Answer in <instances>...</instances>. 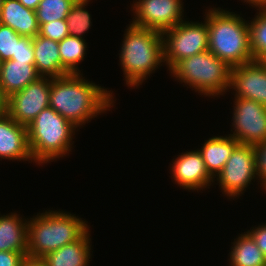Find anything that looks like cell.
<instances>
[{"mask_svg":"<svg viewBox=\"0 0 266 266\" xmlns=\"http://www.w3.org/2000/svg\"><path fill=\"white\" fill-rule=\"evenodd\" d=\"M82 73L50 78L49 107L81 128L91 119L110 111L114 105L112 90L84 79Z\"/></svg>","mask_w":266,"mask_h":266,"instance_id":"6da1fadb","label":"cell"},{"mask_svg":"<svg viewBox=\"0 0 266 266\" xmlns=\"http://www.w3.org/2000/svg\"><path fill=\"white\" fill-rule=\"evenodd\" d=\"M208 24V50L229 67L254 60L250 47L248 20L240 14L221 8H209L204 13Z\"/></svg>","mask_w":266,"mask_h":266,"instance_id":"7a4b0ae2","label":"cell"},{"mask_svg":"<svg viewBox=\"0 0 266 266\" xmlns=\"http://www.w3.org/2000/svg\"><path fill=\"white\" fill-rule=\"evenodd\" d=\"M119 60L126 85L134 89L142 85L164 63L162 34L128 24Z\"/></svg>","mask_w":266,"mask_h":266,"instance_id":"3957f363","label":"cell"},{"mask_svg":"<svg viewBox=\"0 0 266 266\" xmlns=\"http://www.w3.org/2000/svg\"><path fill=\"white\" fill-rule=\"evenodd\" d=\"M29 219L27 256L33 258H43L90 230L86 220L62 210H46Z\"/></svg>","mask_w":266,"mask_h":266,"instance_id":"277c9868","label":"cell"},{"mask_svg":"<svg viewBox=\"0 0 266 266\" xmlns=\"http://www.w3.org/2000/svg\"><path fill=\"white\" fill-rule=\"evenodd\" d=\"M76 128L53 108L43 109L27 126L28 146L35 164L43 165L68 155Z\"/></svg>","mask_w":266,"mask_h":266,"instance_id":"5b68a950","label":"cell"},{"mask_svg":"<svg viewBox=\"0 0 266 266\" xmlns=\"http://www.w3.org/2000/svg\"><path fill=\"white\" fill-rule=\"evenodd\" d=\"M230 70L231 67L207 50L179 61L170 73L175 81L212 98L229 92Z\"/></svg>","mask_w":266,"mask_h":266,"instance_id":"8992f818","label":"cell"},{"mask_svg":"<svg viewBox=\"0 0 266 266\" xmlns=\"http://www.w3.org/2000/svg\"><path fill=\"white\" fill-rule=\"evenodd\" d=\"M164 65L170 71L179 61L208 50V24L183 20L163 31Z\"/></svg>","mask_w":266,"mask_h":266,"instance_id":"52a82bcc","label":"cell"},{"mask_svg":"<svg viewBox=\"0 0 266 266\" xmlns=\"http://www.w3.org/2000/svg\"><path fill=\"white\" fill-rule=\"evenodd\" d=\"M255 179L260 182L256 172L255 148L251 145L239 144L216 176L222 194L234 200L242 196L246 188Z\"/></svg>","mask_w":266,"mask_h":266,"instance_id":"ba28073f","label":"cell"},{"mask_svg":"<svg viewBox=\"0 0 266 266\" xmlns=\"http://www.w3.org/2000/svg\"><path fill=\"white\" fill-rule=\"evenodd\" d=\"M232 133L240 144L257 146L266 141V106L254 100L234 97Z\"/></svg>","mask_w":266,"mask_h":266,"instance_id":"9c48e42d","label":"cell"},{"mask_svg":"<svg viewBox=\"0 0 266 266\" xmlns=\"http://www.w3.org/2000/svg\"><path fill=\"white\" fill-rule=\"evenodd\" d=\"M135 1V2H134ZM131 6L135 26L162 33L184 19L183 0H134Z\"/></svg>","mask_w":266,"mask_h":266,"instance_id":"30bf717a","label":"cell"},{"mask_svg":"<svg viewBox=\"0 0 266 266\" xmlns=\"http://www.w3.org/2000/svg\"><path fill=\"white\" fill-rule=\"evenodd\" d=\"M50 77H39L8 97L7 114L18 124L28 126L49 107Z\"/></svg>","mask_w":266,"mask_h":266,"instance_id":"8fae6325","label":"cell"},{"mask_svg":"<svg viewBox=\"0 0 266 266\" xmlns=\"http://www.w3.org/2000/svg\"><path fill=\"white\" fill-rule=\"evenodd\" d=\"M230 89L235 97L254 100L266 106V66L262 61L253 60L231 67Z\"/></svg>","mask_w":266,"mask_h":266,"instance_id":"7c38bea8","label":"cell"},{"mask_svg":"<svg viewBox=\"0 0 266 266\" xmlns=\"http://www.w3.org/2000/svg\"><path fill=\"white\" fill-rule=\"evenodd\" d=\"M172 165V167H171ZM170 174L175 184L187 190H203L210 188L214 179L206 170L201 153L196 150L182 152L173 159Z\"/></svg>","mask_w":266,"mask_h":266,"instance_id":"4fadbf2b","label":"cell"},{"mask_svg":"<svg viewBox=\"0 0 266 266\" xmlns=\"http://www.w3.org/2000/svg\"><path fill=\"white\" fill-rule=\"evenodd\" d=\"M0 158L34 162L28 146L27 127L7 113L0 115Z\"/></svg>","mask_w":266,"mask_h":266,"instance_id":"5bb4252c","label":"cell"},{"mask_svg":"<svg viewBox=\"0 0 266 266\" xmlns=\"http://www.w3.org/2000/svg\"><path fill=\"white\" fill-rule=\"evenodd\" d=\"M34 65L41 77L58 78L69 73L62 67L59 42L37 35L33 38Z\"/></svg>","mask_w":266,"mask_h":266,"instance_id":"9a60e30c","label":"cell"},{"mask_svg":"<svg viewBox=\"0 0 266 266\" xmlns=\"http://www.w3.org/2000/svg\"><path fill=\"white\" fill-rule=\"evenodd\" d=\"M0 24L10 27L21 36L34 38L39 34L36 12L26 8L19 0H3Z\"/></svg>","mask_w":266,"mask_h":266,"instance_id":"2e32d148","label":"cell"},{"mask_svg":"<svg viewBox=\"0 0 266 266\" xmlns=\"http://www.w3.org/2000/svg\"><path fill=\"white\" fill-rule=\"evenodd\" d=\"M28 218L20 214L0 215V251L21 252L27 256Z\"/></svg>","mask_w":266,"mask_h":266,"instance_id":"e0dca14e","label":"cell"},{"mask_svg":"<svg viewBox=\"0 0 266 266\" xmlns=\"http://www.w3.org/2000/svg\"><path fill=\"white\" fill-rule=\"evenodd\" d=\"M41 77L34 62L3 61L0 68V86L4 94L10 97L31 82Z\"/></svg>","mask_w":266,"mask_h":266,"instance_id":"ac0fdd59","label":"cell"},{"mask_svg":"<svg viewBox=\"0 0 266 266\" xmlns=\"http://www.w3.org/2000/svg\"><path fill=\"white\" fill-rule=\"evenodd\" d=\"M90 236L88 230L79 240L64 245L42 259L47 266H88L93 252Z\"/></svg>","mask_w":266,"mask_h":266,"instance_id":"d6986e66","label":"cell"},{"mask_svg":"<svg viewBox=\"0 0 266 266\" xmlns=\"http://www.w3.org/2000/svg\"><path fill=\"white\" fill-rule=\"evenodd\" d=\"M239 144L230 135H218L206 140L201 149H198L204 160L206 170L213 179L221 172L228 158Z\"/></svg>","mask_w":266,"mask_h":266,"instance_id":"ffe728a7","label":"cell"},{"mask_svg":"<svg viewBox=\"0 0 266 266\" xmlns=\"http://www.w3.org/2000/svg\"><path fill=\"white\" fill-rule=\"evenodd\" d=\"M230 250L229 266H266V256L247 232L234 239Z\"/></svg>","mask_w":266,"mask_h":266,"instance_id":"44dd1931","label":"cell"},{"mask_svg":"<svg viewBox=\"0 0 266 266\" xmlns=\"http://www.w3.org/2000/svg\"><path fill=\"white\" fill-rule=\"evenodd\" d=\"M87 42L85 39L75 36H66L59 42V53L62 67L70 74L81 73L78 68L80 62L85 59Z\"/></svg>","mask_w":266,"mask_h":266,"instance_id":"7402d4cb","label":"cell"},{"mask_svg":"<svg viewBox=\"0 0 266 266\" xmlns=\"http://www.w3.org/2000/svg\"><path fill=\"white\" fill-rule=\"evenodd\" d=\"M259 11V12H258ZM256 16L249 22V38L254 60L266 57V8H257Z\"/></svg>","mask_w":266,"mask_h":266,"instance_id":"603a6c76","label":"cell"},{"mask_svg":"<svg viewBox=\"0 0 266 266\" xmlns=\"http://www.w3.org/2000/svg\"><path fill=\"white\" fill-rule=\"evenodd\" d=\"M91 0H77L69 11L66 22L70 36H75L84 39L86 31L90 29L91 14L85 9ZM84 35V36H83Z\"/></svg>","mask_w":266,"mask_h":266,"instance_id":"cb8c5ba5","label":"cell"},{"mask_svg":"<svg viewBox=\"0 0 266 266\" xmlns=\"http://www.w3.org/2000/svg\"><path fill=\"white\" fill-rule=\"evenodd\" d=\"M77 0H41L35 10L39 26L54 20L66 19Z\"/></svg>","mask_w":266,"mask_h":266,"instance_id":"d4e9b609","label":"cell"},{"mask_svg":"<svg viewBox=\"0 0 266 266\" xmlns=\"http://www.w3.org/2000/svg\"><path fill=\"white\" fill-rule=\"evenodd\" d=\"M19 34L8 26L0 24V59L3 61L11 60L15 55Z\"/></svg>","mask_w":266,"mask_h":266,"instance_id":"484cf974","label":"cell"},{"mask_svg":"<svg viewBox=\"0 0 266 266\" xmlns=\"http://www.w3.org/2000/svg\"><path fill=\"white\" fill-rule=\"evenodd\" d=\"M39 35L60 42L69 36L66 19L54 20L39 26Z\"/></svg>","mask_w":266,"mask_h":266,"instance_id":"4316f807","label":"cell"},{"mask_svg":"<svg viewBox=\"0 0 266 266\" xmlns=\"http://www.w3.org/2000/svg\"><path fill=\"white\" fill-rule=\"evenodd\" d=\"M11 60L18 62H34L33 38L19 35L15 55Z\"/></svg>","mask_w":266,"mask_h":266,"instance_id":"83f0119b","label":"cell"},{"mask_svg":"<svg viewBox=\"0 0 266 266\" xmlns=\"http://www.w3.org/2000/svg\"><path fill=\"white\" fill-rule=\"evenodd\" d=\"M255 148V156H256V172L258 179L260 180V187L264 189L266 185V141L261 143Z\"/></svg>","mask_w":266,"mask_h":266,"instance_id":"f1b7e54d","label":"cell"},{"mask_svg":"<svg viewBox=\"0 0 266 266\" xmlns=\"http://www.w3.org/2000/svg\"><path fill=\"white\" fill-rule=\"evenodd\" d=\"M246 232L252 237L258 248L266 256V223L258 225L257 227H252V229L250 228V230Z\"/></svg>","mask_w":266,"mask_h":266,"instance_id":"f546056e","label":"cell"},{"mask_svg":"<svg viewBox=\"0 0 266 266\" xmlns=\"http://www.w3.org/2000/svg\"><path fill=\"white\" fill-rule=\"evenodd\" d=\"M24 258L21 252L0 251V266H20Z\"/></svg>","mask_w":266,"mask_h":266,"instance_id":"4dcf8cb0","label":"cell"},{"mask_svg":"<svg viewBox=\"0 0 266 266\" xmlns=\"http://www.w3.org/2000/svg\"><path fill=\"white\" fill-rule=\"evenodd\" d=\"M20 266H47L42 258H33L26 256Z\"/></svg>","mask_w":266,"mask_h":266,"instance_id":"1f68e13d","label":"cell"},{"mask_svg":"<svg viewBox=\"0 0 266 266\" xmlns=\"http://www.w3.org/2000/svg\"><path fill=\"white\" fill-rule=\"evenodd\" d=\"M8 97L4 94L0 86V115L7 113Z\"/></svg>","mask_w":266,"mask_h":266,"instance_id":"d6a6232c","label":"cell"},{"mask_svg":"<svg viewBox=\"0 0 266 266\" xmlns=\"http://www.w3.org/2000/svg\"><path fill=\"white\" fill-rule=\"evenodd\" d=\"M40 1L41 0H19V2L26 8L32 9L34 11L38 8Z\"/></svg>","mask_w":266,"mask_h":266,"instance_id":"836d02e7","label":"cell"},{"mask_svg":"<svg viewBox=\"0 0 266 266\" xmlns=\"http://www.w3.org/2000/svg\"><path fill=\"white\" fill-rule=\"evenodd\" d=\"M243 2L249 3L254 8H266V0H244Z\"/></svg>","mask_w":266,"mask_h":266,"instance_id":"e575fe53","label":"cell"},{"mask_svg":"<svg viewBox=\"0 0 266 266\" xmlns=\"http://www.w3.org/2000/svg\"><path fill=\"white\" fill-rule=\"evenodd\" d=\"M2 3H3V0H0V12H1V8H2Z\"/></svg>","mask_w":266,"mask_h":266,"instance_id":"d590c367","label":"cell"},{"mask_svg":"<svg viewBox=\"0 0 266 266\" xmlns=\"http://www.w3.org/2000/svg\"><path fill=\"white\" fill-rule=\"evenodd\" d=\"M262 62H263L264 65L266 66V57L262 60Z\"/></svg>","mask_w":266,"mask_h":266,"instance_id":"8d00e7d4","label":"cell"}]
</instances>
